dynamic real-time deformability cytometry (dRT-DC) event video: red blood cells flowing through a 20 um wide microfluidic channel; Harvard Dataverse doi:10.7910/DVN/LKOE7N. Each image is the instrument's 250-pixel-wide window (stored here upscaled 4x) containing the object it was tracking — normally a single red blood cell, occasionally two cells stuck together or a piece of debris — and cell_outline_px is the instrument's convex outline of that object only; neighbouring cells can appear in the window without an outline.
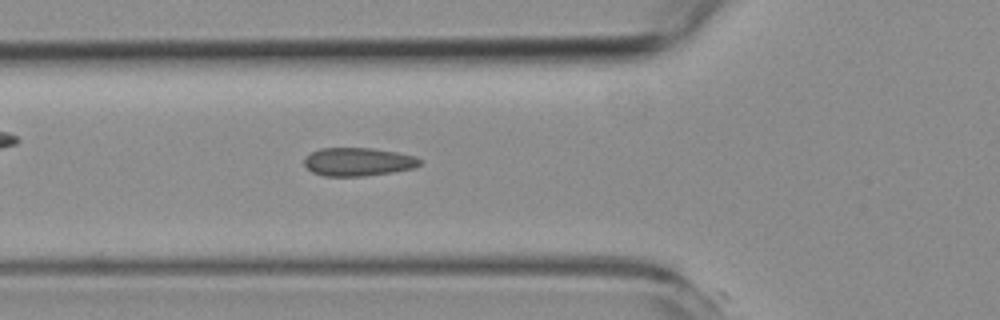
{"species": "common noctule bat (a hibernating species)", "species_latin": "Nyctalus noctula", "temperature_condition": "room temperature", "stored_images_in_passage": 5, "camera_frame_rate_fps": 3000, "um_per_image_px": 0.085, "animal": {"sex": "female", "body_mass_g": 19.3, "forearm_length_mm": 54.1}, "frame": {"image": 1, "passage_image": 5, "time_ms": 4.667, "image_size_px": [1000, 320], "cell_outline_px": [[420, 164], [412, 168], [392, 172], [364, 176], [324, 176], [312, 172], [304, 164], [304, 156], [320, 148], [372, 148], [396, 152], [416, 156], [420, 160]], "centroid_in_image_um": [30.4, 13.75], "position_along_channel_um": 95.4, "area_um2": 19.02}}